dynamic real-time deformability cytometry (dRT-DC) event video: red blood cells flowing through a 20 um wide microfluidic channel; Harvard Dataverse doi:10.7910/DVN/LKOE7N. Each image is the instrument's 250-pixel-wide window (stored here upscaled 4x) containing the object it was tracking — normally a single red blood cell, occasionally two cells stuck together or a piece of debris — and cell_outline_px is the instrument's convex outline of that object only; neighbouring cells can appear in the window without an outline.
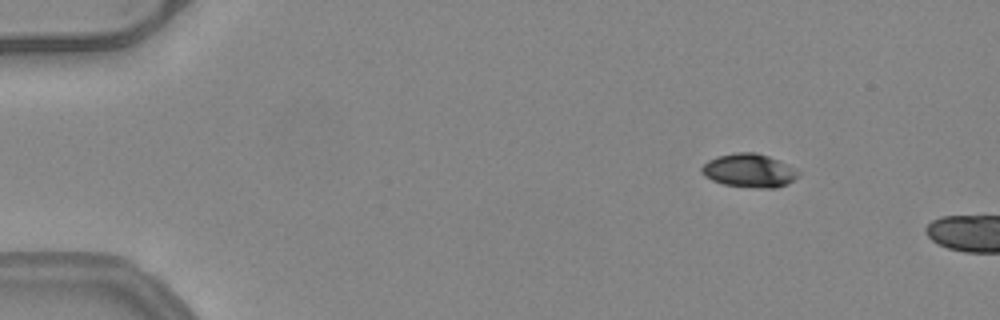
{"species": "common noctule bat (a hibernating species)", "species_latin": "Nyctalus noctula", "temperature_condition": "warm", "stored_images_in_passage": 6, "camera_frame_rate_fps": 3000, "um_per_image_px": 0.085, "animal": {"sex": "female", "body_mass_g": 24.6, "forearm_length_mm": 56.2}, "frame": {"image": 1, "passage_image": 1, "time_ms": 0.0, "image_size_px": [1000, 320], "cell_outline_px": [[800, 176], [788, 184], [776, 188], [760, 188], [724, 184], [712, 180], [704, 176], [700, 172], [700, 168], [708, 160], [716, 156], [736, 152], [756, 152], [768, 156], [800, 172]], "centroid_in_image_um": [63.65, 14.5], "position_along_channel_um": 21.3, "area_um2": 18.84}}